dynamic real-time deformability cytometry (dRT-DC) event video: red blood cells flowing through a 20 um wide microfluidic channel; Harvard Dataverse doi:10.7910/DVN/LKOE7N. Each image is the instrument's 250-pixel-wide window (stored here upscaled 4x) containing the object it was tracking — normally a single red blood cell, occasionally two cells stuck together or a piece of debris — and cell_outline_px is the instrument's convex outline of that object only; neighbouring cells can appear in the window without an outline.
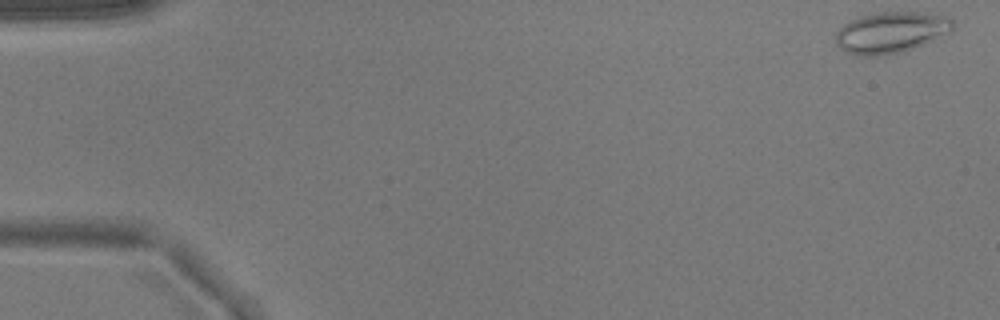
{"species": "common noctule bat (a hibernating species)", "species_latin": "Nyctalus noctula", "temperature_condition": "warm", "stored_images_in_passage": 52, "camera_frame_rate_fps": 3000, "um_per_image_px": 0.085, "animal": {"sex": "male", "body_mass_g": 17.9}, "frame": {"image": 1, "passage_image": 1, "time_ms": 0.0, "image_size_px": [1000, 320], "cell_outline_px": [[956, 24], [948, 32], [932, 40], [896, 52], [880, 56], [860, 56], [848, 52], [840, 48], [836, 44], [836, 32], [848, 20], [860, 16], [880, 12], [916, 12], [944, 16], [952, 20]], "centroid_in_image_um": [75.67, 2.74], "position_along_channel_um": 9.3, "area_um2": 27.51}}
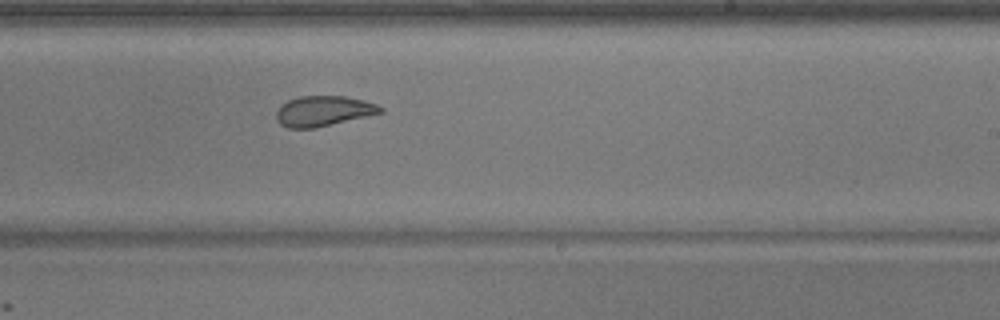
{"frame": {"image": 2, "passage_image": 31, "time_ms": 10.0, "image_size_px": [1000, 320], "cell_outline_px": [[384, 112], [316, 128], [288, 128], [280, 124], [276, 120], [276, 112], [280, 104], [288, 100], [300, 96], [348, 96], [364, 100], [376, 104], [384, 108]], "centroid_in_image_um": [27.48, 9.43], "position_along_channel_um": 261.5, "area_um2": 18.55}}
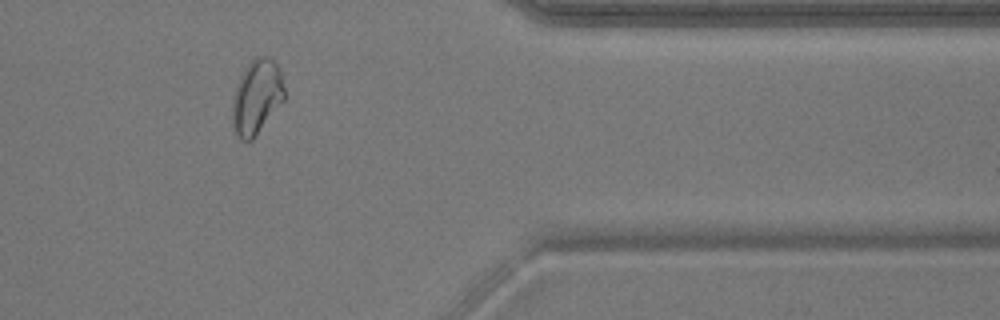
{"frame": {"image": 3, "passage_image": 42, "time_ms": 13.667, "image_size_px": [1000, 320], "cell_outline_px": [[284, 100], [252, 140], [240, 140], [232, 124], [232, 100], [236, 84], [240, 76], [248, 64], [256, 56], [268, 56], [276, 64], [280, 72], [284, 88]], "centroid_in_image_um": [21.8, 8.24], "position_along_channel_um": 389.6, "area_um2": 22.43}}